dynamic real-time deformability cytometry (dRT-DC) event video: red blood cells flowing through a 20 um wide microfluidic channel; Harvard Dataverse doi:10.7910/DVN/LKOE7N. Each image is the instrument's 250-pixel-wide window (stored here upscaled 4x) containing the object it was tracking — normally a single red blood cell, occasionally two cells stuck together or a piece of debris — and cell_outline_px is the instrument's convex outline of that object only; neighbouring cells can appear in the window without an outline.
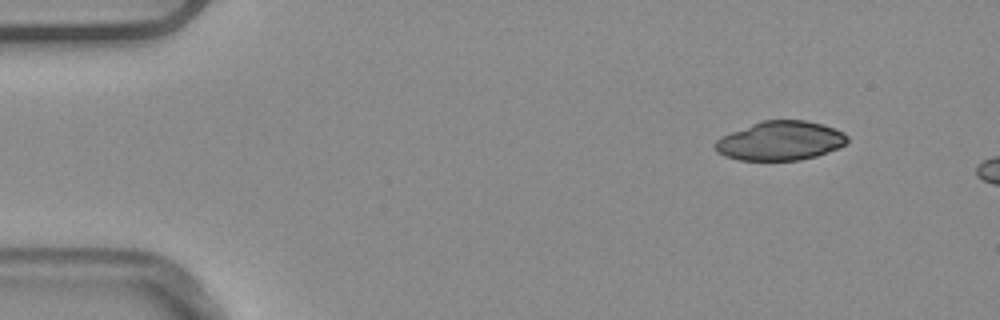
{"species": "common noctule bat (a hibernating species)", "species_latin": "Nyctalus noctula", "temperature_condition": "warm", "stored_images_in_passage": 5, "segment_of_instrument_passage": [2, 2], "camera_frame_rate_fps": 3000, "um_per_image_px": 0.085, "animal": {"sex": "male", "body_mass_g": 20.4}, "frame": {"image": 1, "passage_image": 5, "time_ms": 1.333, "image_size_px": [1000, 320], "cell_outline_px": [[848, 140], [840, 148], [816, 156], [800, 160], [740, 160], [724, 156], [716, 152], [716, 140], [732, 132], [752, 124], [764, 120], [808, 120], [844, 132], [848, 136]], "centroid_in_image_um": [66.36, 11.97], "position_along_channel_um": 18.6, "area_um2": 29.88}}